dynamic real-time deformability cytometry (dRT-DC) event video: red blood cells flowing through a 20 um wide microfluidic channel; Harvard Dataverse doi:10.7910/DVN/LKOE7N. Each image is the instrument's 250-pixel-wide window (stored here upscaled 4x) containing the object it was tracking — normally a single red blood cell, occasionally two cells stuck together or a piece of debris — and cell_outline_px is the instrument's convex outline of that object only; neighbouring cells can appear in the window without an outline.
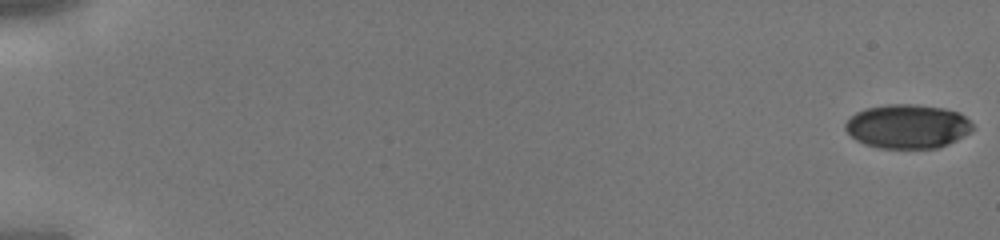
{"species": "human", "species_latin": "Homo sapiens", "temperature_condition": "cold", "stored_images_in_passage": 45, "camera_frame_rate_fps": 3000, "um_per_image_px": 0.085, "donor": {"sex": "male"}, "frame": {"image": 1, "passage_image": 1, "time_ms": 0.0, "image_size_px": [1000, 240], "cell_outline_px": [[976, 128], [972, 132], [948, 144], [936, 148], [880, 148], [864, 144], [856, 140], [844, 128], [844, 124], [856, 112], [864, 108], [888, 104], [916, 104], [944, 108], [960, 112]], "centroid_in_image_um": [77.16, 10.74], "position_along_channel_um": 7.8, "area_um2": 32.89}}
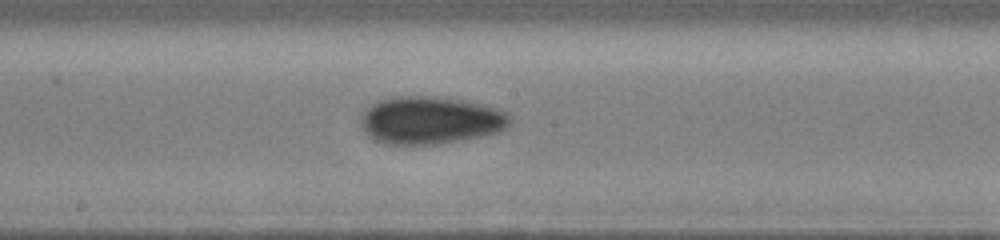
{"frame": {"image": 2, "passage_image": 26, "time_ms": 8.333, "image_size_px": [1000, 240], "cell_outline_px": [[512, 124], [500, 132], [480, 136], [436, 144], [384, 144], [368, 136], [360, 124], [360, 116], [372, 104], [380, 100], [392, 96], [436, 96], [464, 100], [484, 104], [508, 112], [512, 116]], "centroid_in_image_um": [36.62, 10.21], "position_along_channel_um": 211.6, "area_um2": 41.73}}
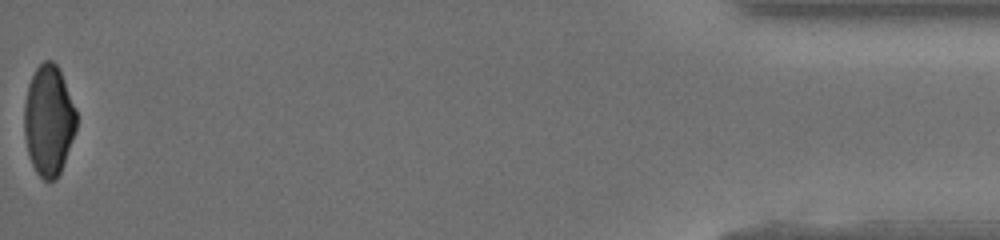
{"frame": {"image": 3, "passage_image": 45, "time_ms": 14.667, "image_size_px": [1000, 240], "cell_outline_px": [[76, 128], [60, 172], [56, 180], [44, 180], [36, 172], [28, 156], [24, 136], [24, 104], [28, 84], [36, 68], [44, 60], [52, 60], [60, 68], [76, 108]], "centroid_in_image_um": [4.13, 10.2], "position_along_channel_um": 431.1, "area_um2": 33.76}}